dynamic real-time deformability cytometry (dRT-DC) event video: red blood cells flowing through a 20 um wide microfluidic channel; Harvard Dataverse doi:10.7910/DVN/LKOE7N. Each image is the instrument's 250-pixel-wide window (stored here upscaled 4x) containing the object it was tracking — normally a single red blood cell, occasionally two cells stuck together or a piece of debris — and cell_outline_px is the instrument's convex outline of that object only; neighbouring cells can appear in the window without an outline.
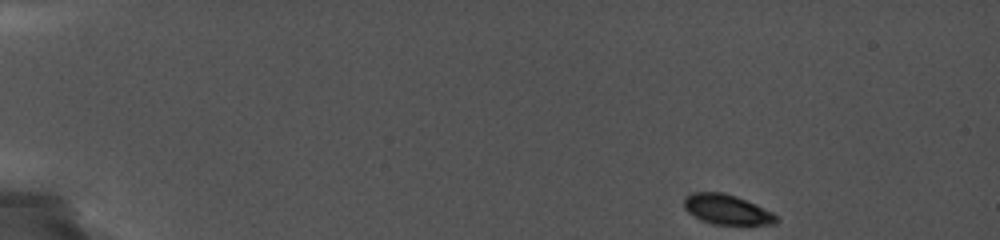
{"species": "common noctule bat (a hibernating species)", "species_latin": "Nyctalus noctula", "temperature_condition": "cold", "stored_images_in_passage": 2, "camera_frame_rate_fps": 5000, "um_per_image_px": 0.085, "animal": {"sex": "female", "body_mass_g": 19.0, "forearm_length_mm": 56.7}, "frame": {"image": 1, "passage_image": 2, "time_ms": 0.4, "image_size_px": [1000, 240], "cell_outline_px": [[780, 220], [776, 224], [712, 224], [700, 220], [688, 212], [684, 208], [684, 196], [692, 192], [724, 192], [736, 196], [756, 204], [772, 212]], "centroid_in_image_um": [61.76, 17.8], "position_along_channel_um": 23.2, "area_um2": 16.18}}